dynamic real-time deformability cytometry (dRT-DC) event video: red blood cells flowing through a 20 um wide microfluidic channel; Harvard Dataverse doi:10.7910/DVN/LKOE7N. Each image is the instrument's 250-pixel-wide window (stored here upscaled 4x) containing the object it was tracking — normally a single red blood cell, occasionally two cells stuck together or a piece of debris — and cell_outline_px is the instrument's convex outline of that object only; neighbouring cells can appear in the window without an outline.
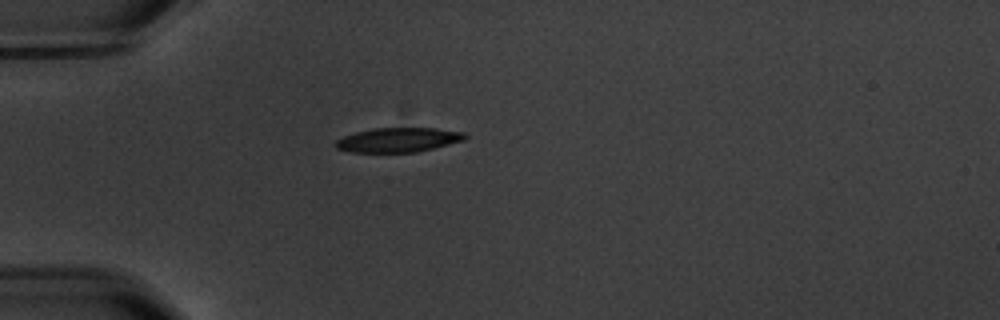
{"species": "common noctule bat (a hibernating species)", "species_latin": "Nyctalus noctula", "temperature_condition": "warm", "stored_images_in_passage": 1, "camera_frame_rate_fps": 3000, "um_per_image_px": 0.085, "animal": {"sex": "male", "body_mass_g": 20.1, "forearm_length_mm": 53.5}, "frame": {"image": 1, "passage_image": 1, "time_ms": 0.0, "image_size_px": [1000, 320], "cell_outline_px": [[468, 136], [464, 140], [416, 152], [352, 152], [336, 148], [332, 144], [336, 140], [344, 136], [356, 132], [376, 128], [436, 128], [464, 132]], "centroid_in_image_um": [33.83, 11.89], "position_along_channel_um": 51.2, "area_um2": 18.32}}